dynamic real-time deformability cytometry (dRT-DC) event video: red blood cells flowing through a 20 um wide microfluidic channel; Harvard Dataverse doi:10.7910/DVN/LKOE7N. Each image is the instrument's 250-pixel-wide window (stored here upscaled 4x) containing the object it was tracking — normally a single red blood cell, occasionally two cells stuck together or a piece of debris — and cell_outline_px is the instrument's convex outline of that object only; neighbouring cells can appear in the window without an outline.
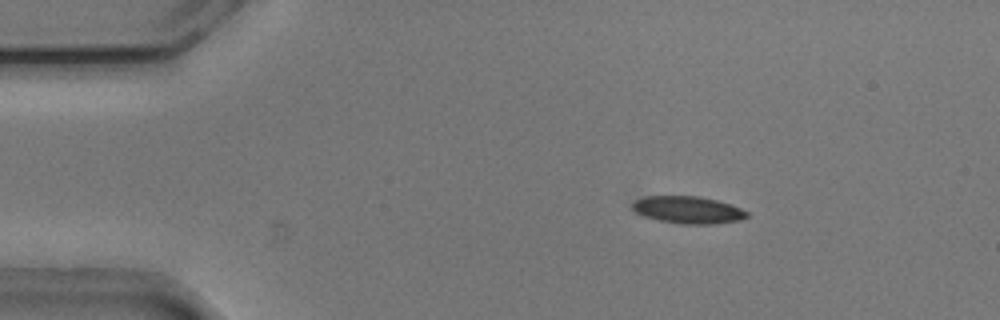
{"species": "common noctule bat (a hibernating species)", "species_latin": "Nyctalus noctula", "temperature_condition": "cold", "stored_images_in_passage": 53, "camera_frame_rate_fps": 3000, "um_per_image_px": 0.085, "animal": {"sex": "male", "body_mass_g": 20.5, "forearm_length_mm": 52.5}, "frame": {"image": 1, "passage_image": 9, "time_ms": 2.667, "image_size_px": [1000, 320], "cell_outline_px": [[748, 216], [740, 220], [716, 224], [684, 224], [660, 220], [644, 216], [636, 212], [632, 208], [632, 200], [644, 196], [700, 196], [732, 204], [748, 212]], "centroid_in_image_um": [58.48, 17.83], "position_along_channel_um": 26.5, "area_um2": 18.26}}
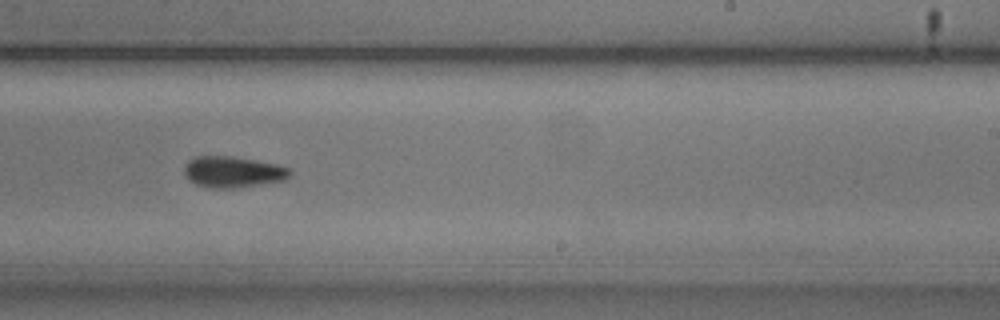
{"frame": {"image": 2, "passage_image": 33, "time_ms": 10.667, "image_size_px": [1000, 320], "cell_outline_px": [[292, 176], [288, 180], [232, 188], [212, 188], [196, 184], [184, 172], [184, 164], [188, 160], [196, 156], [232, 156], [276, 164], [292, 168]], "centroid_in_image_um": [19.86, 14.6], "position_along_channel_um": 269.1, "area_um2": 19.25}}
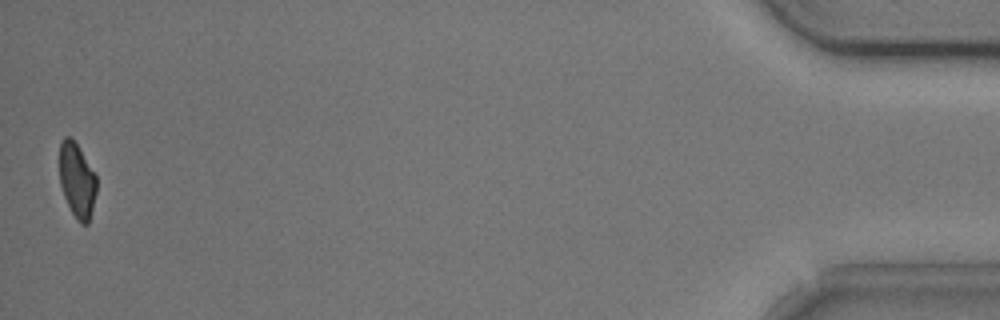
{"frame": {"image": 3, "passage_image": 53, "time_ms": 17.333, "image_size_px": [1000, 320], "cell_outline_px": [[96, 192], [88, 224], [80, 224], [76, 220], [64, 196], [60, 184], [60, 144], [64, 136], [72, 136], [96, 172]], "centroid_in_image_um": [6.55, 15.29], "position_along_channel_um": 428.6, "area_um2": 16.3}, "authors_computed_cell_mechanics": {"area_um2": 18.3226, "velocity_mm_per_s": 3.7932, "shape_relaxation_time_tau1_ms": 2.4482, "shape_relaxation_time_tau2_ms": 10.2765, "deformation_change_tau1": 0.1101, "deformation_change_tau2": 0.1692}}